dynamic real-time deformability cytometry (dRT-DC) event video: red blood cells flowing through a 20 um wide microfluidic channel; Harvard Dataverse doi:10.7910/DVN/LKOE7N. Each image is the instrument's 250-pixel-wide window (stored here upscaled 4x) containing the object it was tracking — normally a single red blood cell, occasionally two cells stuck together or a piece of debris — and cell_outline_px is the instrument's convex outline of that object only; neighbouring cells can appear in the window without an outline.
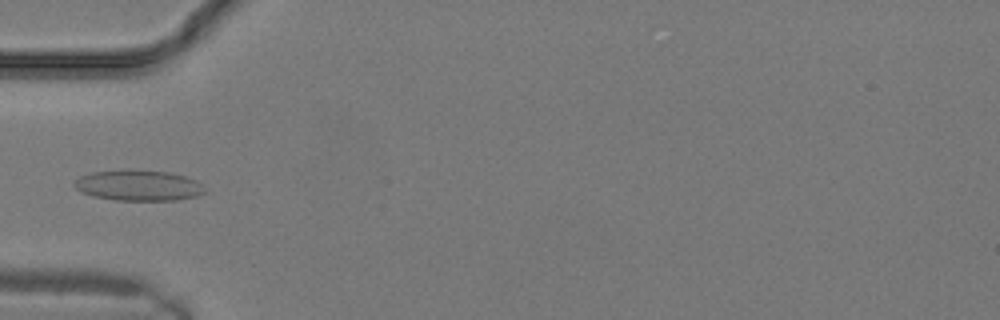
{"species": "common noctule bat (a hibernating species)", "species_latin": "Nyctalus noctula", "temperature_condition": "warm", "stored_images_in_passage": 10, "camera_frame_rate_fps": 3000, "um_per_image_px": 0.085, "animal": {"sex": "male", "body_mass_g": 19.2, "forearm_length_mm": 51.8}, "frame": {"image": 1, "passage_image": 9, "time_ms": 2.667, "image_size_px": [1000, 320], "cell_outline_px": [[204, 192], [196, 196], [176, 200], [116, 200], [92, 196], [80, 192], [72, 184], [80, 176], [92, 172], [128, 168], [168, 172], [184, 176], [196, 180], [200, 184]], "centroid_in_image_um": [11.7, 15.74], "position_along_channel_um": 73.3, "area_um2": 23.47}}